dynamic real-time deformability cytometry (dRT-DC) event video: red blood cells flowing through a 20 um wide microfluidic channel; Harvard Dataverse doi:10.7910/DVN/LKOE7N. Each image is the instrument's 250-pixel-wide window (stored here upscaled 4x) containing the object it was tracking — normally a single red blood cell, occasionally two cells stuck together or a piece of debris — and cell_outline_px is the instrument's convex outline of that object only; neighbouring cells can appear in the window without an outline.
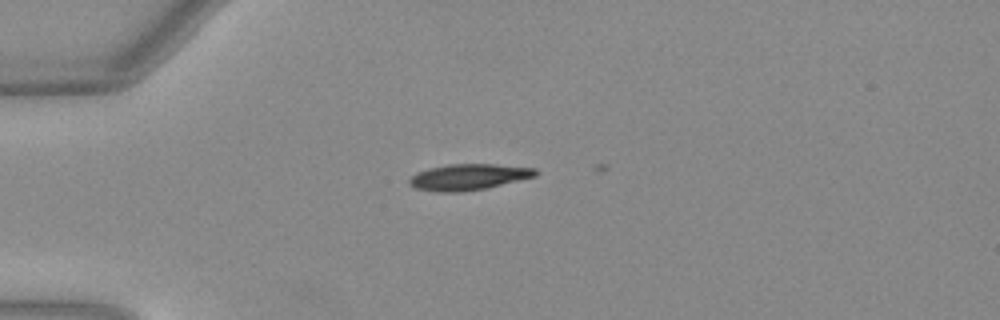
{"species": "Egyptian fruit bat (a non-hibernating species)", "species_latin": "Rousettus aegyptiacus", "temperature_condition": "warm", "stored_images_in_passage": 5, "camera_frame_rate_fps": 3000, "um_per_image_px": 0.085, "animal": {"sex": "female"}, "frame": {"image": 1, "passage_image": 1, "time_ms": 0.0, "image_size_px": [1000, 320], "cell_outline_px": [[540, 172], [536, 176], [488, 188], [464, 192], [436, 192], [416, 188], [408, 184], [408, 180], [416, 172], [428, 168], [448, 164], [496, 164], [536, 168]], "centroid_in_image_um": [39.83, 15.04], "position_along_channel_um": 45.2, "area_um2": 19.48}}